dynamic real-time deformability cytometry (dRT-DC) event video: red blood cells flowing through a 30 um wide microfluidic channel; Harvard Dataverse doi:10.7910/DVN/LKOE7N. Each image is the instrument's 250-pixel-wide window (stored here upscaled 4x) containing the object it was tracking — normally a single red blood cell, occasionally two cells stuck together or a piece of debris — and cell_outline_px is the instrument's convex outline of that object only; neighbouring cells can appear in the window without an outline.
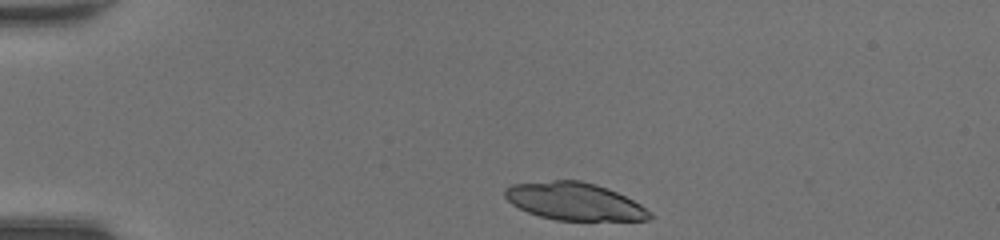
{"species": "common noctule bat (a hibernating species)", "species_latin": "Nyctalus noctula", "temperature_condition": "room temperature", "stored_images_in_passage": 38, "camera_frame_rate_fps": 3000, "um_per_image_px": 0.085, "animal": {"sex": "female", "body_mass_g": 20.0, "forearm_length_mm": 54.0}, "frame": {"image": 1, "passage_image": 1, "time_ms": 0.0, "image_size_px": [1000, 240], "cell_outline_px": [[652, 220], [556, 220], [540, 216], [528, 212], [512, 204], [504, 196], [504, 188], [512, 184], [552, 180], [580, 180], [596, 184], [608, 188], [640, 204], [652, 212]], "centroid_in_image_um": [48.83, 17.11], "position_along_channel_um": 36.2, "area_um2": 31.67}}